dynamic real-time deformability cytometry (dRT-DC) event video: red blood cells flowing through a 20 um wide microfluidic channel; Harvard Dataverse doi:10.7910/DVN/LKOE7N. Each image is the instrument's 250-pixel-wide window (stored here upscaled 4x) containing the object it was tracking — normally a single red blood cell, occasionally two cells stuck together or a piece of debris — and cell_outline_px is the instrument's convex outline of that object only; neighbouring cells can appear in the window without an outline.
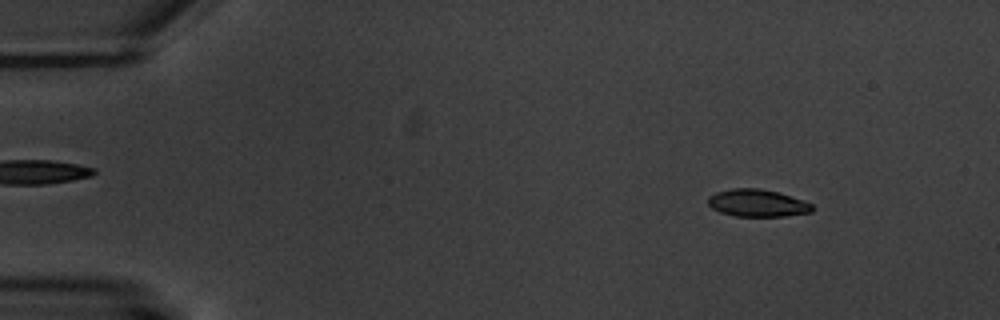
{"species": "common noctule bat (a hibernating species)", "species_latin": "Nyctalus noctula", "temperature_condition": "warm", "stored_images_in_passage": 5, "segment_of_instrument_passage": [1, 2], "camera_frame_rate_fps": 3000, "um_per_image_px": 0.085, "animal": {"sex": "male", "body_mass_g": 20.1, "forearm_length_mm": 53.5}, "frame": {"image": 1, "passage_image": 2, "time_ms": 1.0, "image_size_px": [1000, 320], "cell_outline_px": [[812, 212], [784, 216], [736, 216], [720, 212], [712, 208], [708, 204], [708, 196], [716, 192], [732, 188], [760, 188], [776, 192], [804, 200], [812, 204]], "centroid_in_image_um": [64.36, 17.25], "position_along_channel_um": 20.6, "area_um2": 16.53}}